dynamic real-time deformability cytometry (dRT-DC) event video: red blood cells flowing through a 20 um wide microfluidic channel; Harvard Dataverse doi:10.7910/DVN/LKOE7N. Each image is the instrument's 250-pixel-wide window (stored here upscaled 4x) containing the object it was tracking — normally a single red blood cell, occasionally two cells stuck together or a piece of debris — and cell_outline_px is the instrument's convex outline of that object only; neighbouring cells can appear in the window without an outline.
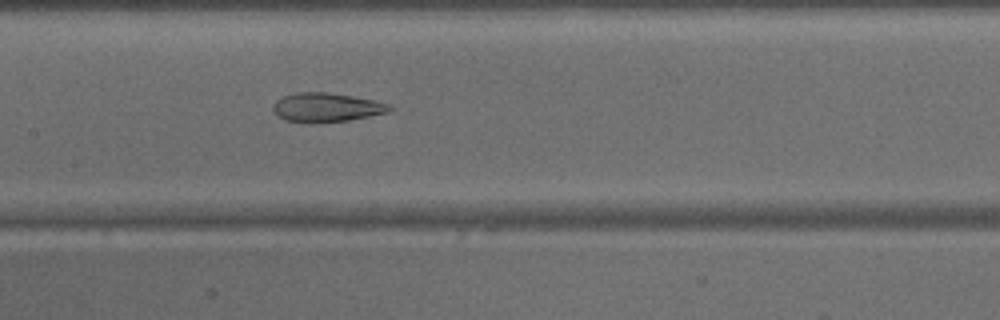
{"species": "common noctule bat (a hibernating species)", "species_latin": "Nyctalus noctula", "temperature_condition": "warm", "stored_images_in_passage": 27, "camera_frame_rate_fps": 3000, "um_per_image_px": 0.085, "animal": {"sex": "male", "body_mass_g": 15.6}, "frame": {"image": 1, "passage_image": 14, "time_ms": 4.333, "image_size_px": [1000, 320], "cell_outline_px": [[400, 108], [388, 112], [348, 120], [308, 124], [284, 120], [276, 116], [272, 108], [272, 104], [276, 100], [284, 96], [296, 92], [328, 92], [352, 96], [392, 104]], "centroid_in_image_um": [27.75, 9.14], "position_along_channel_um": 179.6, "area_um2": 20.17}}
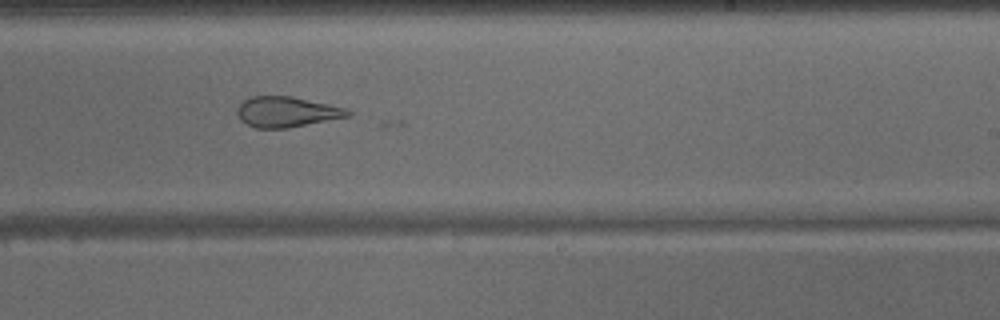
{"frame": {"image": 2, "passage_image": 20, "time_ms": 6.333, "image_size_px": [1000, 320], "cell_outline_px": [[352, 112], [348, 116], [288, 128], [256, 128], [240, 120], [236, 112], [236, 108], [244, 100], [252, 96], [292, 96], [348, 108]], "centroid_in_image_um": [24.35, 9.5], "position_along_channel_um": 264.6, "area_um2": 19.59}}
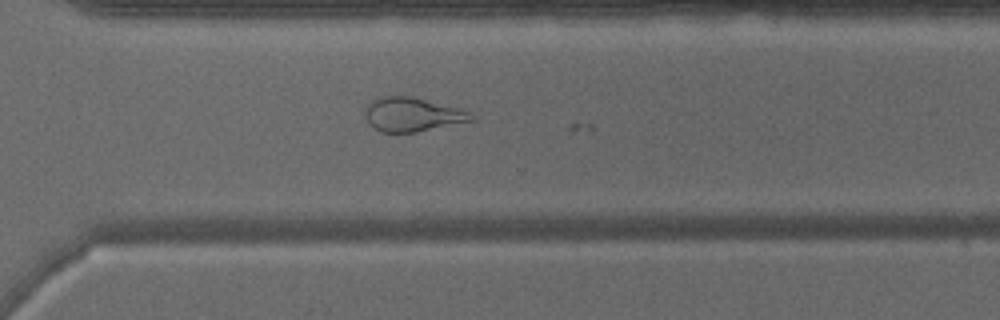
{"frame": {"image": 3, "passage_image": 25, "time_ms": 8.0, "image_size_px": [1000, 320], "cell_outline_px": [[476, 120], [416, 132], [380, 132], [368, 120], [364, 112], [368, 104], [376, 96], [412, 96], [464, 108], [472, 112]], "centroid_in_image_um": [35.13, 9.71], "position_along_channel_um": 335.5, "area_um2": 21.33}}